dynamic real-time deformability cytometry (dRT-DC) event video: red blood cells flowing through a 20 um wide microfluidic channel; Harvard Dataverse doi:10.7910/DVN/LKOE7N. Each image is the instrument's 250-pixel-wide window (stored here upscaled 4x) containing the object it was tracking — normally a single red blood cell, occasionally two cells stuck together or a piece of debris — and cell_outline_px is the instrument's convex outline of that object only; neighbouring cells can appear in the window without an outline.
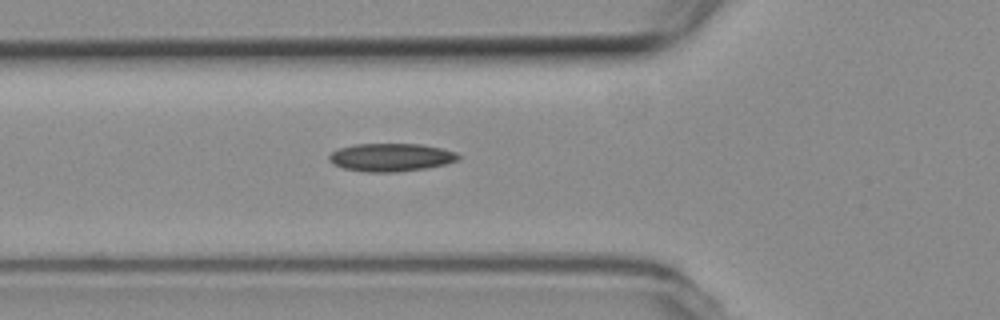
{"species": "common noctule bat (a hibernating species)", "species_latin": "Nyctalus noctula", "temperature_condition": "room temperature", "stored_images_in_passage": 37, "camera_frame_rate_fps": 3000, "um_per_image_px": 0.085, "animal": {"sex": "female", "body_mass_g": 19.3, "forearm_length_mm": 54.1}, "frame": {"image": 1, "passage_image": 8, "time_ms": 2.333, "image_size_px": [1000, 320], "cell_outline_px": [[460, 160], [448, 164], [428, 168], [396, 172], [364, 172], [344, 168], [332, 164], [328, 160], [328, 156], [332, 152], [340, 148], [356, 144], [420, 144], [440, 148], [456, 152], [460, 156]], "centroid_in_image_um": [33.25, 13.38], "position_along_channel_um": 92.5, "area_um2": 21.27}}
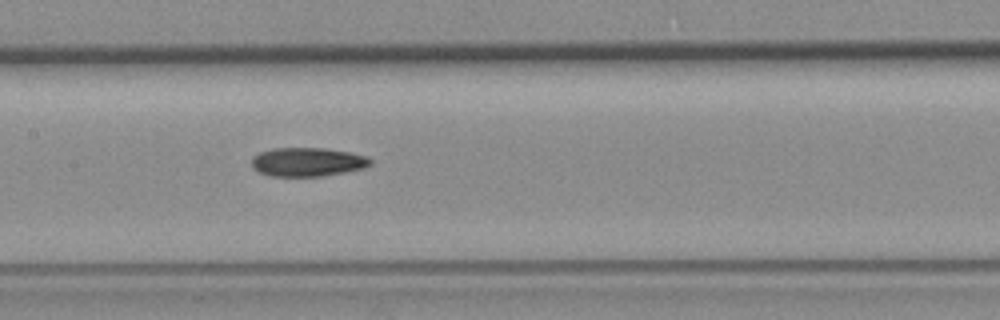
{"frame": {"image": 2, "passage_image": 15, "time_ms": 4.667, "image_size_px": [1000, 320], "cell_outline_px": [[372, 164], [364, 168], [324, 176], [268, 176], [252, 168], [252, 156], [260, 152], [272, 148], [324, 148], [352, 152], [368, 156], [372, 160]], "centroid_in_image_um": [26.15, 13.76], "position_along_channel_um": 181.2, "area_um2": 20.17}}
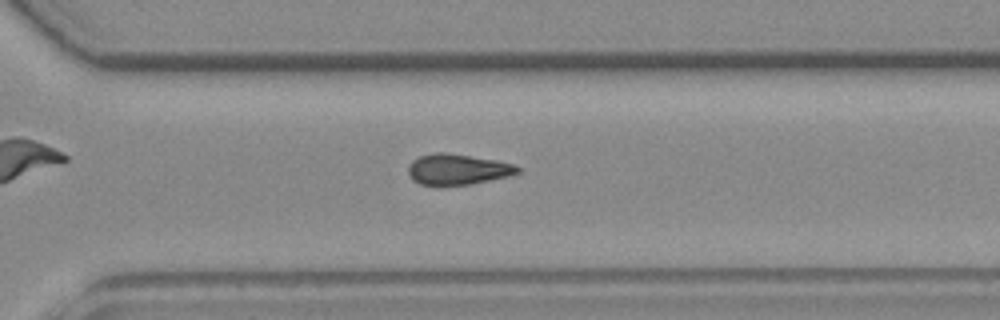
{"frame": {"image": 3, "passage_image": 27, "time_ms": 8.667, "image_size_px": [1000, 320], "cell_outline_px": [[520, 172], [508, 176], [472, 184], [444, 188], [436, 188], [420, 184], [412, 180], [408, 172], [408, 164], [412, 160], [420, 156], [436, 152], [444, 152], [496, 160], [516, 164], [520, 168]], "centroid_in_image_um": [38.85, 14.44], "position_along_channel_um": 331.7, "area_um2": 20.29}}